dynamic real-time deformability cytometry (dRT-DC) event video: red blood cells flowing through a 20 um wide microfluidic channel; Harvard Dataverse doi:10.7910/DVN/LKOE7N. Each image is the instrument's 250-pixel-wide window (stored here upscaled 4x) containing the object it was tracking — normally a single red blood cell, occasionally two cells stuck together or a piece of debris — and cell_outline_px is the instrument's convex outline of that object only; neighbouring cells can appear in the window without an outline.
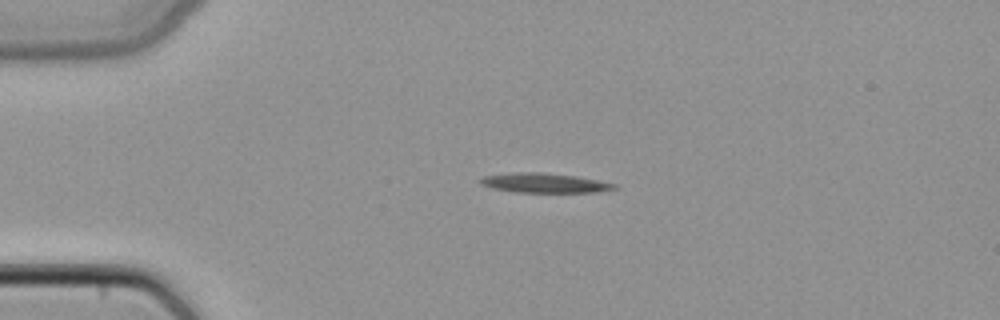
{"species": "common noctule bat (a hibernating species)", "species_latin": "Nyctalus noctula", "temperature_condition": "cold", "stored_images_in_passage": 48, "camera_frame_rate_fps": 3000, "um_per_image_px": 0.085, "animal": {"sex": "female", "body_mass_g": 22.7, "forearm_length_mm": 54.2}, "frame": {"image": 1, "passage_image": 11, "time_ms": 3.333, "image_size_px": [1000, 320], "cell_outline_px": [[616, 188], [596, 192], [516, 192], [492, 188], [480, 184], [480, 180], [484, 176], [520, 172], [540, 172], [576, 176], [616, 184]], "centroid_in_image_um": [46.26, 15.55], "position_along_channel_um": 38.7, "area_um2": 14.97}}
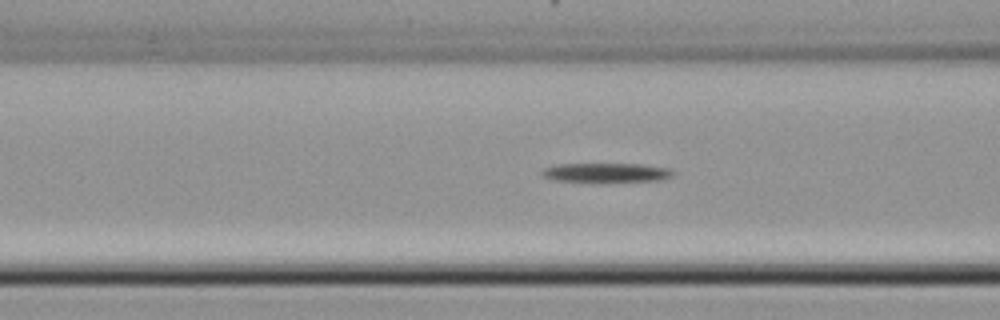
{"frame": {"image": 2, "passage_image": 19, "time_ms": 6.0, "image_size_px": [1000, 320], "cell_outline_px": [[676, 172], [672, 176], [660, 180], [596, 184], [556, 180], [544, 176], [540, 172], [544, 168], [556, 164], [640, 164], [668, 168]], "centroid_in_image_um": [51.53, 14.71], "position_along_channel_um": 115.1, "area_um2": 15.43}}
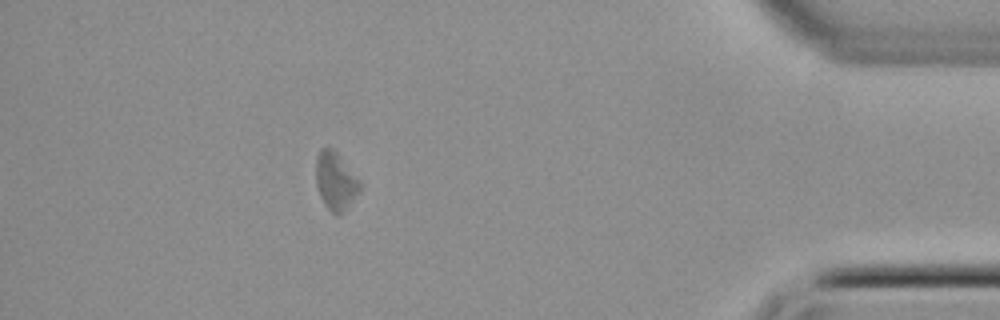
{"frame": {"image": 3, "passage_image": 43, "time_ms": 14.0, "image_size_px": [1000, 320], "cell_outline_px": [[364, 184], [340, 216], [336, 216], [324, 204], [320, 196], [316, 184], [316, 156], [320, 148], [332, 148], [336, 152]], "centroid_in_image_um": [28.52, 15.39], "position_along_channel_um": 406.7, "area_um2": 14.85}}